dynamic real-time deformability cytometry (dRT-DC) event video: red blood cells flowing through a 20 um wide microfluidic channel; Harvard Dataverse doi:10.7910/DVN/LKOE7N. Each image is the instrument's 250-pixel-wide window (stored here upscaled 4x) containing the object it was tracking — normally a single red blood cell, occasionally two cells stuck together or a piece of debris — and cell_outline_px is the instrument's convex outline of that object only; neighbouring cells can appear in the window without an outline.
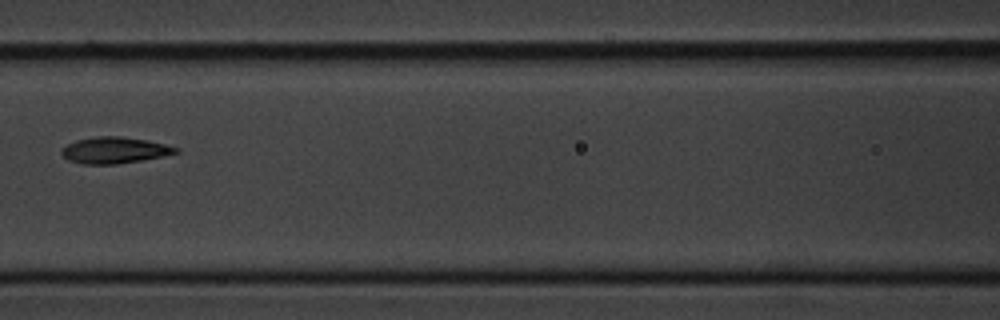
{"species": "common noctule bat (a hibernating species)", "species_latin": "Nyctalus noctula", "temperature_condition": "cold", "stored_images_in_passage": 9, "camera_frame_rate_fps": 3000, "um_per_image_px": 0.085, "animal": {"sex": "male", "body_mass_g": 20.1, "forearm_length_mm": 53.5}, "frame": {"image": 1, "passage_image": 6, "time_ms": 6.667, "image_size_px": [1000, 320], "cell_outline_px": [[180, 152], [140, 160], [116, 164], [84, 164], [68, 160], [60, 152], [60, 148], [76, 140], [96, 136], [120, 136], [148, 140], [180, 148]], "centroid_in_image_um": [9.71, 12.76], "position_along_channel_um": 156.9, "area_um2": 17.46}}
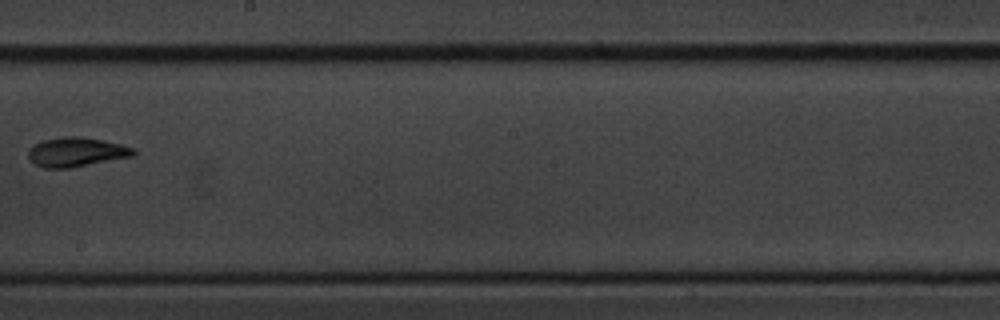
{"frame": {"image": 2, "passage_image": 8, "time_ms": 9.0, "image_size_px": [1000, 320], "cell_outline_px": [[136, 152], [132, 156], [72, 168], [44, 168], [36, 164], [28, 156], [28, 152], [36, 144], [44, 140], [60, 136], [80, 136], [120, 144], [136, 148]], "centroid_in_image_um": [6.51, 12.92], "position_along_channel_um": 241.7, "area_um2": 17.8}}
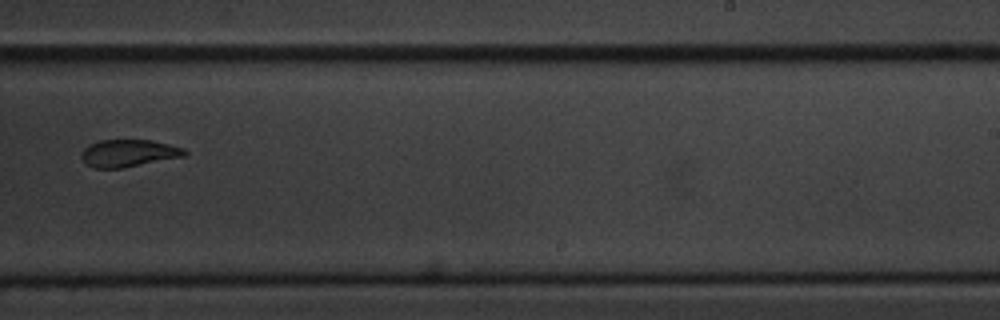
{"frame": {"image": 3, "passage_image": 9, "time_ms": 10.0, "image_size_px": [1000, 320], "cell_outline_px": [[188, 152], [184, 156], [124, 168], [92, 168], [80, 156], [84, 148], [88, 144], [100, 140], [152, 140], [184, 148]], "centroid_in_image_um": [10.92, 13.02], "position_along_channel_um": 278.1, "area_um2": 16.42}}